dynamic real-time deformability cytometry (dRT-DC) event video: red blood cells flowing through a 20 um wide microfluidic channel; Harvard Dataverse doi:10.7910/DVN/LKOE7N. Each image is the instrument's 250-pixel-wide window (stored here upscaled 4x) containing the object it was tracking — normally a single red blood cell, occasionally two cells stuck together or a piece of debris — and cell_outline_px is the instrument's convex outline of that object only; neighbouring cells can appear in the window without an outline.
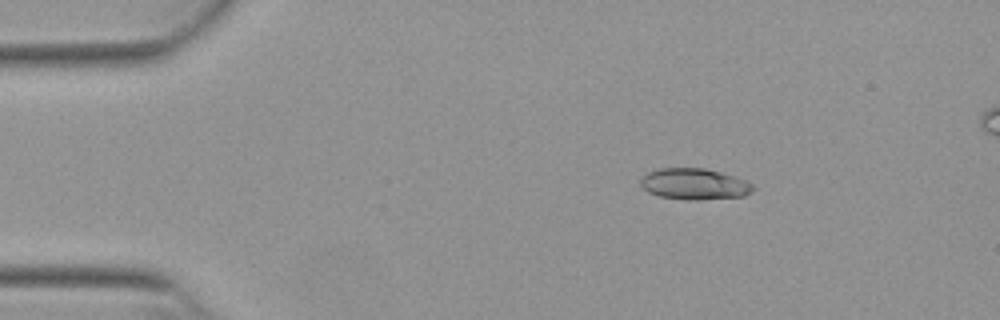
{"species": "Egyptian fruit bat (a non-hibernating species)", "species_latin": "Rousettus aegyptiacus", "temperature_condition": "warm", "stored_images_in_passage": 53, "camera_frame_rate_fps": 3000, "um_per_image_px": 0.085, "animal": {"sex": "female"}, "frame": {"image": 1, "passage_image": 9, "time_ms": 2.667, "image_size_px": [1000, 320], "cell_outline_px": [[756, 188], [752, 192], [744, 196], [696, 200], [688, 200], [660, 196], [648, 192], [640, 184], [640, 180], [648, 172], [660, 168], [704, 168], [720, 172], [744, 180], [752, 184]], "centroid_in_image_um": [59.03, 15.64], "position_along_channel_um": 26.0, "area_um2": 20.29}}
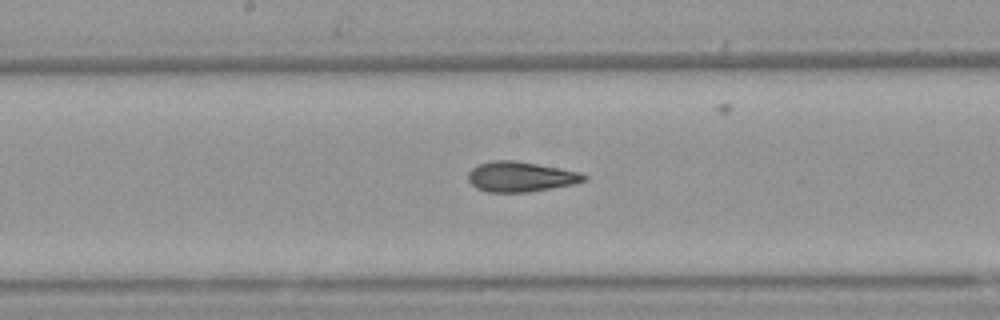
{"frame": {"image": 2, "passage_image": 28, "time_ms": 9.0, "image_size_px": [1000, 320], "cell_outline_px": [[588, 180], [572, 184], [552, 188], [528, 192], [488, 192], [476, 188], [468, 180], [468, 172], [476, 164], [492, 160], [516, 160], [560, 168], [580, 172], [588, 176]], "centroid_in_image_um": [44.24, 15.01], "position_along_channel_um": 204.0, "area_um2": 20.52}}
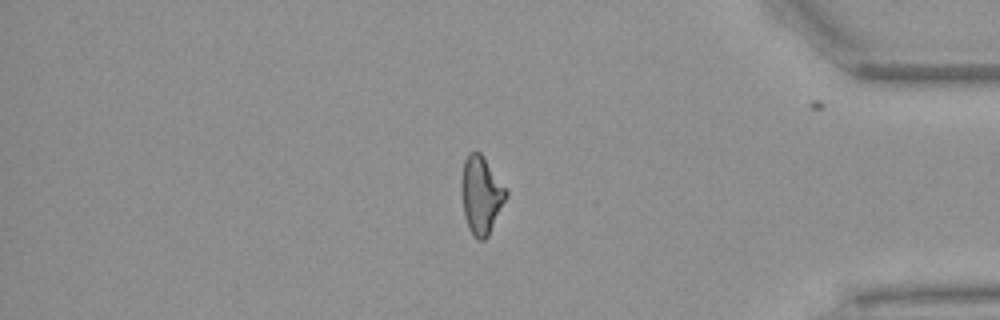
{"frame": {"image": 3, "passage_image": 45, "time_ms": 14.667, "image_size_px": [1000, 320], "cell_outline_px": [[508, 196], [488, 236], [484, 240], [480, 240], [472, 236], [468, 228], [464, 216], [460, 188], [460, 180], [464, 160], [468, 152], [480, 152], [508, 192]], "centroid_in_image_um": [40.87, 16.59], "position_along_channel_um": 394.3, "area_um2": 20.35}}